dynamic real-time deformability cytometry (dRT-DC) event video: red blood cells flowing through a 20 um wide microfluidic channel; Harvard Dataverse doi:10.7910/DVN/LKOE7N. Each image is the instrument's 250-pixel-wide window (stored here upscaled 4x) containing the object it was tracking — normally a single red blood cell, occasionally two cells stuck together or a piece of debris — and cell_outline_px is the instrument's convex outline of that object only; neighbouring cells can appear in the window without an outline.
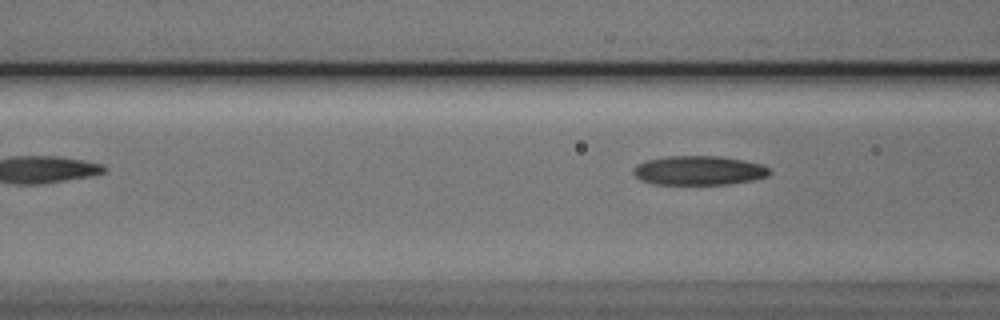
{"species": "Egyptian fruit bat (a non-hibernating species)", "species_latin": "Rousettus aegyptiacus", "temperature_condition": "cold", "stored_images_in_passage": 3, "camera_frame_rate_fps": 3000, "um_per_image_px": 0.085, "animal": {"sex": "male"}, "frame": {"image": 1, "passage_image": 3, "time_ms": 2.333, "image_size_px": [1000, 320], "cell_outline_px": [[772, 172], [768, 176], [752, 180], [728, 184], [652, 184], [640, 180], [632, 172], [632, 168], [636, 164], [648, 160], [668, 156], [720, 156], [744, 160], [764, 164]], "centroid_in_image_um": [59.4, 14.49], "position_along_channel_um": 107.2, "area_um2": 23.35}}